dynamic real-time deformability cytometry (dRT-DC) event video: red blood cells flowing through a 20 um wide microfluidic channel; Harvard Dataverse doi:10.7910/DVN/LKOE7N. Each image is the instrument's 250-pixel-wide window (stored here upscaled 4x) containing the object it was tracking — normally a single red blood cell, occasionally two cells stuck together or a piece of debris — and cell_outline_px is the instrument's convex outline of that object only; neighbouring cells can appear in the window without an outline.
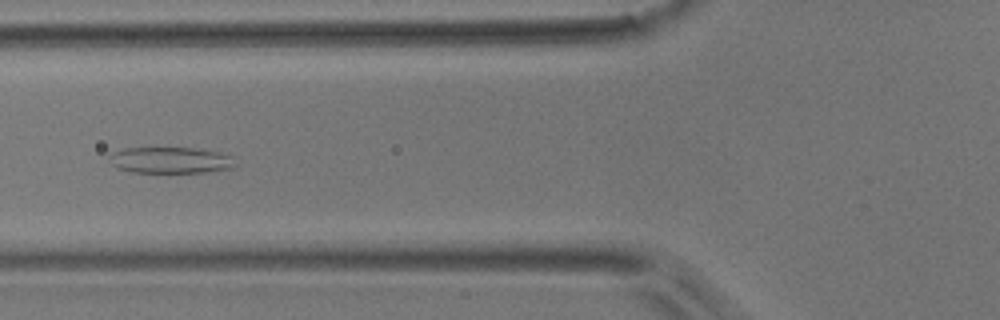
{"species": "common noctule bat (a hibernating species)", "species_latin": "Nyctalus noctula", "temperature_condition": "room temperature", "stored_images_in_passage": 5, "camera_frame_rate_fps": 3000, "um_per_image_px": 0.085, "animal": {"sex": "male", "body_mass_g": 17.9}, "frame": {"image": 1, "passage_image": 4, "time_ms": 6.333, "image_size_px": [1000, 320], "cell_outline_px": [[236, 164], [232, 168], [204, 172], [132, 172], [116, 168], [108, 160], [108, 156], [112, 152], [124, 148], [200, 148], [220, 152], [232, 156]], "centroid_in_image_um": [14.48, 13.61], "position_along_channel_um": 111.3, "area_um2": 19.42}}